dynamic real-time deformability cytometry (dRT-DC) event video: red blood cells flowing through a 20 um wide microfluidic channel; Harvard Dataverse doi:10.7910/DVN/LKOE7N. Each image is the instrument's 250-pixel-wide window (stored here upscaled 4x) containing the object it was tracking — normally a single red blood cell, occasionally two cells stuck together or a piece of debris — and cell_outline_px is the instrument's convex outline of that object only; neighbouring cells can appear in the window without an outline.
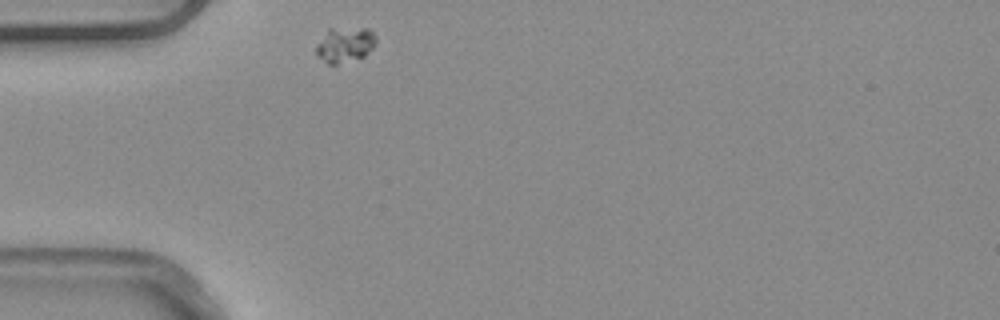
{"species": "common noctule bat (a hibernating species)", "species_latin": "Nyctalus noctula", "temperature_condition": "warm", "stored_images_in_passage": 2, "camera_frame_rate_fps": 3000, "um_per_image_px": 0.085, "animal": {"sex": "male", "body_mass_g": 20.4}, "frame": {"image": 1, "passage_image": 1, "time_ms": 0.0, "image_size_px": [1000, 320], "cell_outline_px": [[376, 44], [364, 56], [336, 64], [328, 64], [316, 52], [316, 44], [328, 28], [368, 28], [376, 36]], "centroid_in_image_um": [29.33, 3.77], "position_along_channel_um": 55.7, "area_um2": 12.14}}